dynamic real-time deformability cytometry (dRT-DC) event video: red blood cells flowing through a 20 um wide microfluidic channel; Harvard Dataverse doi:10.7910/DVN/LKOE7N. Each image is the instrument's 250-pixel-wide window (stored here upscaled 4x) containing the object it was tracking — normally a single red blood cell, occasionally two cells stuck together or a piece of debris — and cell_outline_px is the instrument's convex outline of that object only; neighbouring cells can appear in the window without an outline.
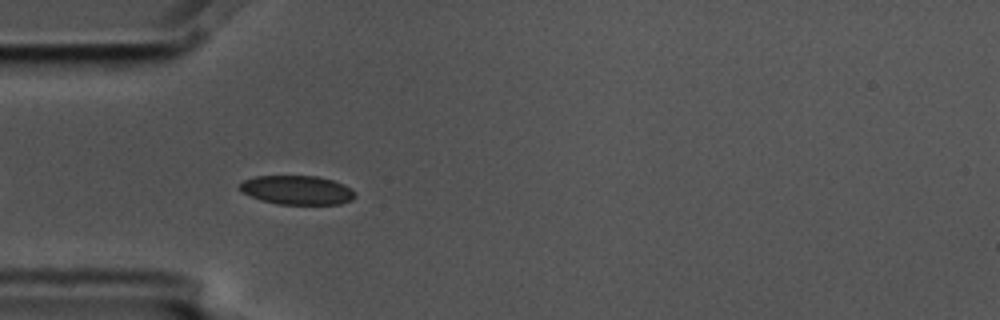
{"species": "common noctule bat (a hibernating species)", "species_latin": "Nyctalus noctula", "temperature_condition": "cold", "stored_images_in_passage": 9, "camera_frame_rate_fps": 3000, "um_per_image_px": 0.085, "animal": {"sex": "male", "body_mass_g": 17.5, "forearm_length_mm": 52.3}, "frame": {"image": 1, "passage_image": 4, "time_ms": 1.0, "image_size_px": [1000, 320], "cell_outline_px": [[356, 196], [352, 200], [340, 204], [276, 204], [260, 200], [244, 192], [240, 188], [240, 184], [244, 180], [256, 176], [316, 176], [332, 180], [344, 184], [352, 188], [356, 192]], "centroid_in_image_um": [25.31, 16.16], "position_along_channel_um": 59.7, "area_um2": 19.48}}